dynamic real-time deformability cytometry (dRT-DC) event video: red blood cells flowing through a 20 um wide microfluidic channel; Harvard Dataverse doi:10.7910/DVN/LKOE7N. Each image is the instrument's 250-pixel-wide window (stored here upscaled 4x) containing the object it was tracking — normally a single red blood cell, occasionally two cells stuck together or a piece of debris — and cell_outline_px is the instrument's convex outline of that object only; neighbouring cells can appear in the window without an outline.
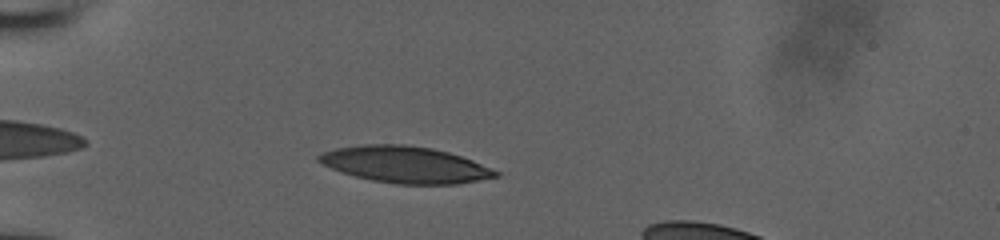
{"species": "human", "species_latin": "Homo sapiens", "temperature_condition": "room temperature", "stored_images_in_passage": 38, "camera_frame_rate_fps": 3000, "um_per_image_px": 0.085, "donor": {"sex": "male"}, "frame": {"image": 1, "passage_image": 4, "time_ms": 1.0, "image_size_px": [1000, 240], "cell_outline_px": [[500, 176], [456, 184], [396, 184], [372, 180], [340, 172], [316, 160], [316, 156], [324, 152], [336, 148], [364, 144], [404, 144], [432, 148], [448, 152], [472, 160], [500, 172]], "centroid_in_image_um": [34.43, 13.99], "position_along_channel_um": 50.6, "area_um2": 37.45}}
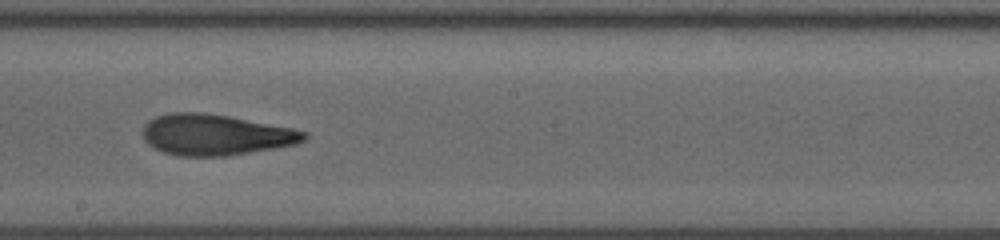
{"frame": {"image": 2, "passage_image": 19, "time_ms": 6.0, "image_size_px": [1000, 240], "cell_outline_px": [[308, 136], [304, 140], [296, 144], [276, 148], [224, 156], [180, 156], [164, 152], [148, 144], [144, 140], [144, 124], [148, 120], [156, 116], [168, 112], [204, 112], [228, 116], [292, 128], [308, 132]], "centroid_in_image_um": [18.31, 11.45], "position_along_channel_um": 229.9, "area_um2": 38.44}}
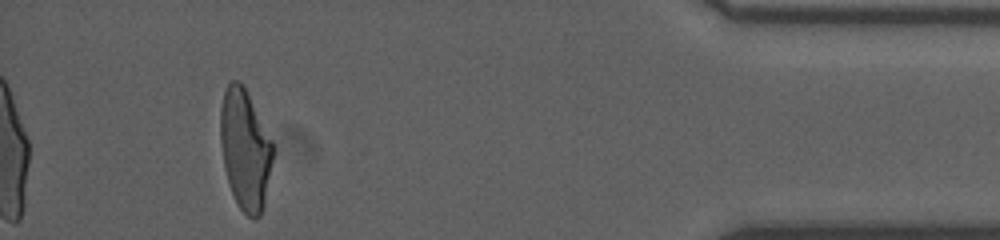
{"frame": {"image": 3, "passage_image": 36, "time_ms": 11.667, "image_size_px": [1000, 240], "cell_outline_px": [[272, 160], [264, 200], [260, 216], [248, 216], [240, 208], [228, 184], [224, 168], [220, 140], [220, 108], [224, 92], [228, 84], [232, 80], [240, 80], [244, 84], [272, 140]], "centroid_in_image_um": [20.8, 12.62], "position_along_channel_um": 414.4, "area_um2": 36.47}}